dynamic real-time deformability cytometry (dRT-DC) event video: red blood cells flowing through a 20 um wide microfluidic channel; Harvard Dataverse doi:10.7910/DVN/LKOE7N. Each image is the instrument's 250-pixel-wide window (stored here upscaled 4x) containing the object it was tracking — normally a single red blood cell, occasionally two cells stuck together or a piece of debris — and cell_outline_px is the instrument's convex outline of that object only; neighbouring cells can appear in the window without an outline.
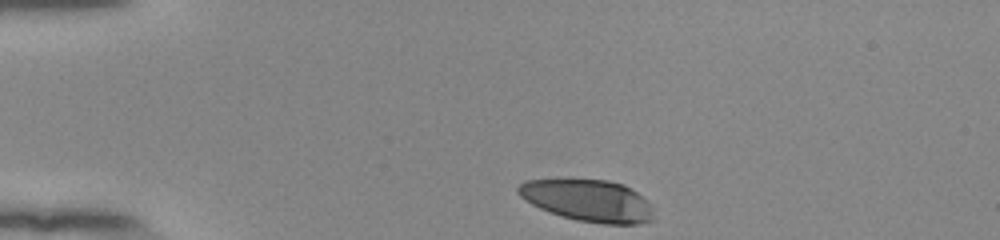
{"species": "human", "species_latin": "Homo sapiens", "temperature_condition": "room temperature", "stored_images_in_passage": 36, "camera_frame_rate_fps": 3000, "um_per_image_px": 0.085, "donor": {"sex": "female"}, "frame": {"image": 1, "passage_image": 1, "time_ms": 0.0, "image_size_px": [1000, 240], "cell_outline_px": [[652, 220], [636, 224], [604, 224], [576, 220], [548, 212], [532, 204], [520, 196], [516, 192], [516, 188], [524, 180], [608, 180], [624, 184], [636, 192], [652, 208]], "centroid_in_image_um": [49.95, 17.05], "position_along_channel_um": 35.1, "area_um2": 32.71}}
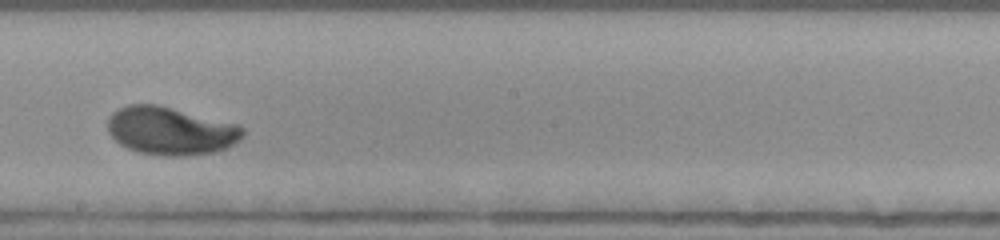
{"frame": {"image": 2, "passage_image": 21, "time_ms": 6.667, "image_size_px": [1000, 240], "cell_outline_px": [[244, 136], [240, 140], [216, 152], [180, 156], [164, 156], [140, 152], [128, 148], [120, 144], [108, 132], [108, 120], [112, 112], [128, 104], [156, 104], [240, 124], [244, 128]], "centroid_in_image_um": [14.52, 11.11], "position_along_channel_um": 233.7, "area_um2": 37.8}}
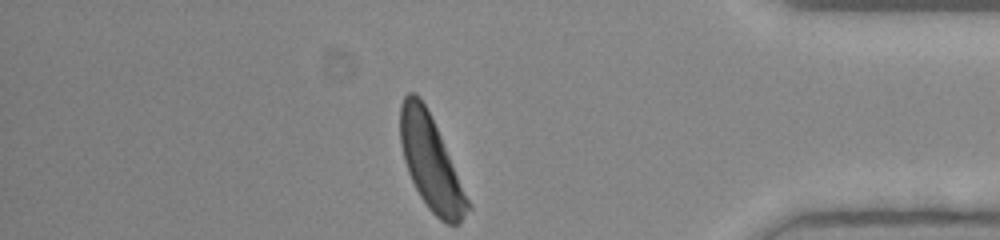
{"frame": {"image": 3, "passage_image": 36, "time_ms": 11.667, "image_size_px": [1000, 240], "cell_outline_px": [[472, 208], [460, 224], [448, 224], [440, 220], [428, 208], [420, 196], [408, 172], [404, 160], [400, 144], [400, 104], [404, 96], [408, 92], [412, 92], [424, 104], [440, 136], [472, 204]], "centroid_in_image_um": [36.64, 13.9], "position_along_channel_um": 398.6, "area_um2": 36.41}, "authors_computed_cell_mechanics": {"area_um2": 36.2984, "velocity_mm_per_s": 3.8515, "shape_relaxation_time_tau1_ms": 4.2753, "shape_relaxation_time_tau2_ms": null, "deformation_change_tau1": 0.2339, "deformation_change_tau2": null}}